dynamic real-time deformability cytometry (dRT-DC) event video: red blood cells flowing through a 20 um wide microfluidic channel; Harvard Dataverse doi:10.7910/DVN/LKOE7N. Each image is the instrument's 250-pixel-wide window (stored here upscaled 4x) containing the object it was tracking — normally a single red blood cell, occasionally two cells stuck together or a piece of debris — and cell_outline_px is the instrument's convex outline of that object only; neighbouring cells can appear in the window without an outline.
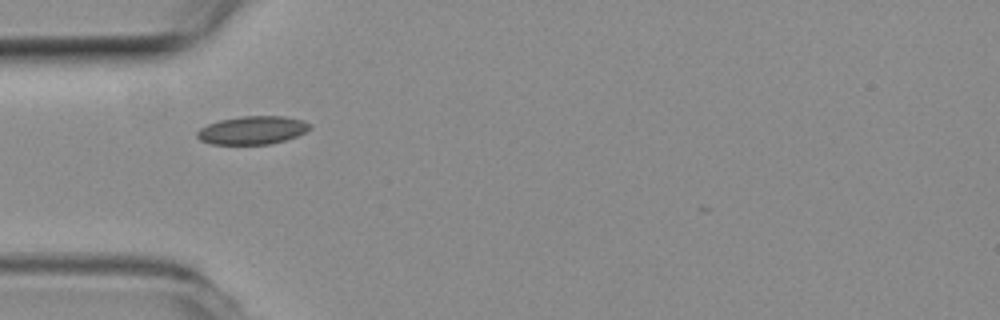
{"species": "common noctule bat (a hibernating species)", "species_latin": "Nyctalus noctula", "temperature_condition": "room temperature", "stored_images_in_passage": 34, "camera_frame_rate_fps": 3000, "um_per_image_px": 0.085, "animal": {"sex": "female", "body_mass_g": 19.3, "forearm_length_mm": 54.1}, "frame": {"image": 1, "passage_image": 1, "time_ms": 0.0, "image_size_px": [1000, 320], "cell_outline_px": [[312, 128], [296, 136], [284, 140], [268, 144], [212, 144], [200, 140], [196, 136], [196, 132], [200, 128], [208, 124], [220, 120], [240, 116], [284, 116], [304, 120], [312, 124]], "centroid_in_image_um": [21.46, 11.06], "position_along_channel_um": 63.5, "area_um2": 18.55}}
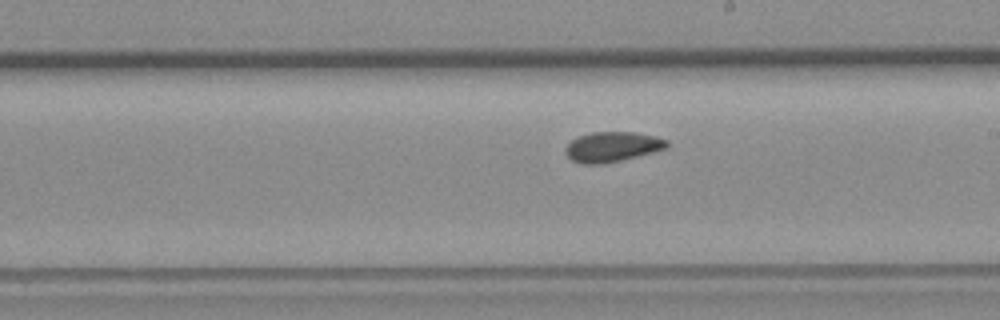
{"frame": {"image": 2, "passage_image": 15, "time_ms": 4.667, "image_size_px": [1000, 320], "cell_outline_px": [[668, 144], [664, 148], [652, 152], [604, 164], [580, 164], [572, 160], [564, 152], [568, 144], [572, 140], [580, 136], [592, 132], [636, 132], [656, 136], [668, 140]], "centroid_in_image_um": [52.02, 12.47], "position_along_channel_um": 237.0, "area_um2": 17.57}}
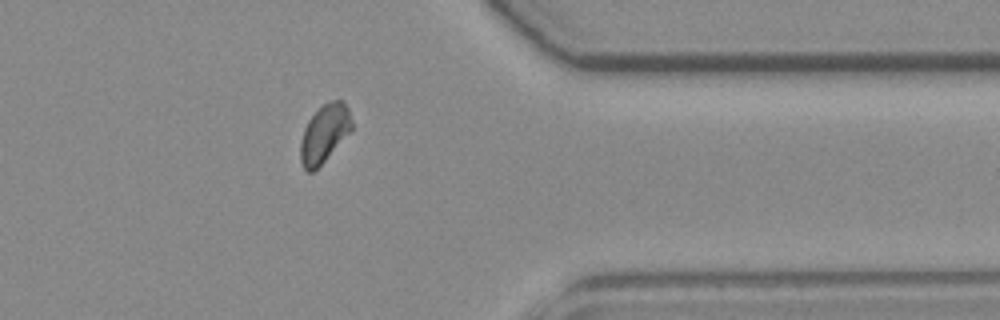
{"frame": {"image": 3, "passage_image": 28, "time_ms": 9.0, "image_size_px": [1000, 320], "cell_outline_px": [[352, 132], [312, 172], [308, 172], [304, 168], [300, 160], [300, 144], [304, 128], [308, 120], [324, 104], [332, 100], [340, 100], [348, 108], [352, 120]], "centroid_in_image_um": [27.58, 11.35], "position_along_channel_um": 383.8, "area_um2": 17.11}, "authors_computed_cell_mechanics": {"area_um2": 17.4556, "velocity_mm_per_s": 3.7368, "shape_relaxation_time_tau1_ms": null, "shape_relaxation_time_tau2_ms": 2.5113, "deformation_change_tau1": null, "deformation_change_tau2": 0.0531}}